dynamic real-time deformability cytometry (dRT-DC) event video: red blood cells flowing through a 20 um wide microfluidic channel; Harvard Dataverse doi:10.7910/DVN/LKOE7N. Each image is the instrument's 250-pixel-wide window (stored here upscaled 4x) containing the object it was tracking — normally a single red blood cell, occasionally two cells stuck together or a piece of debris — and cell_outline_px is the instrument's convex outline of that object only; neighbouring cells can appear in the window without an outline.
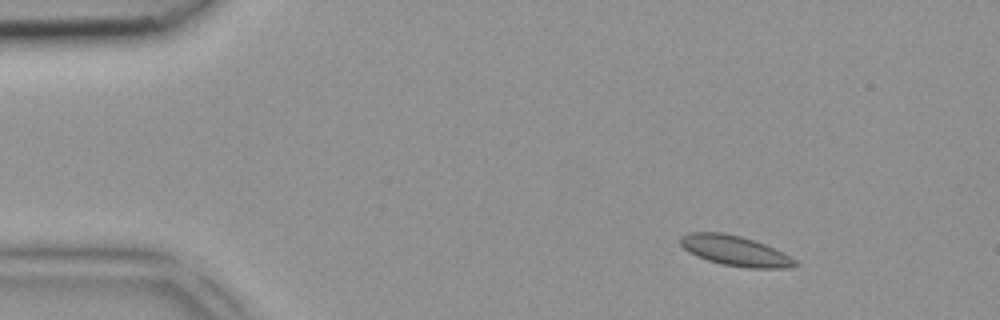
{"species": "common noctule bat (a hibernating species)", "species_latin": "Nyctalus noctula", "temperature_condition": "room temperature", "stored_images_in_passage": 3, "camera_frame_rate_fps": 3000, "um_per_image_px": 0.085, "animal": {"sex": "female", "body_mass_g": 18.4}, "frame": {"image": 1, "passage_image": 1, "time_ms": 0.0, "image_size_px": [1000, 320], "cell_outline_px": [[796, 264], [792, 268], [748, 268], [720, 264], [696, 256], [688, 252], [680, 244], [680, 236], [688, 232], [720, 232], [740, 236], [756, 240], [796, 260]], "centroid_in_image_um": [62.42, 21.31], "position_along_channel_um": 22.6, "area_um2": 20.06}}